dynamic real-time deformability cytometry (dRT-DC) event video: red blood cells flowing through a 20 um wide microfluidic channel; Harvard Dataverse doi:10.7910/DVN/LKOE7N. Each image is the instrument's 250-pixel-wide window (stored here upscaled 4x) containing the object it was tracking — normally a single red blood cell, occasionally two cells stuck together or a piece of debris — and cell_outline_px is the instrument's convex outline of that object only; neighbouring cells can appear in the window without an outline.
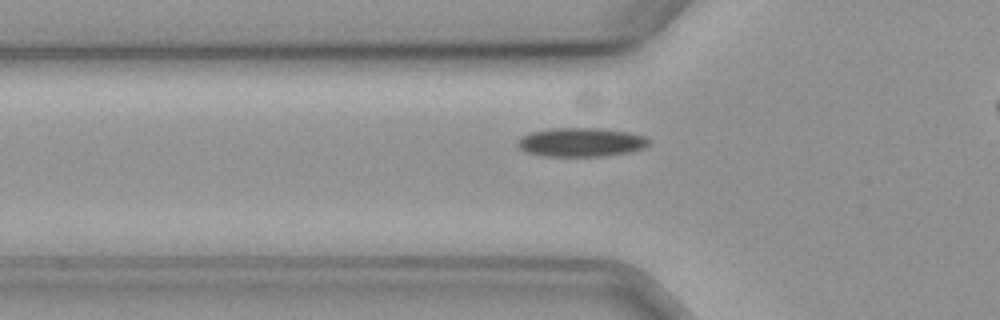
{"species": "common noctule bat (a hibernating species)", "species_latin": "Nyctalus noctula", "temperature_condition": "cold", "stored_images_in_passage": 36, "camera_frame_rate_fps": 3000, "um_per_image_px": 0.085, "animal": {"sex": "female", "body_mass_g": 19.3, "forearm_length_mm": 54.1}, "frame": {"image": 1, "passage_image": 5, "time_ms": 1.333, "image_size_px": [1000, 320], "cell_outline_px": [[652, 144], [644, 148], [632, 152], [604, 156], [544, 156], [528, 152], [520, 148], [516, 144], [516, 140], [532, 132], [552, 128], [600, 128], [628, 132], [644, 136], [652, 140]], "centroid_in_image_um": [49.46, 12.09], "position_along_channel_um": 76.3, "area_um2": 22.25}}
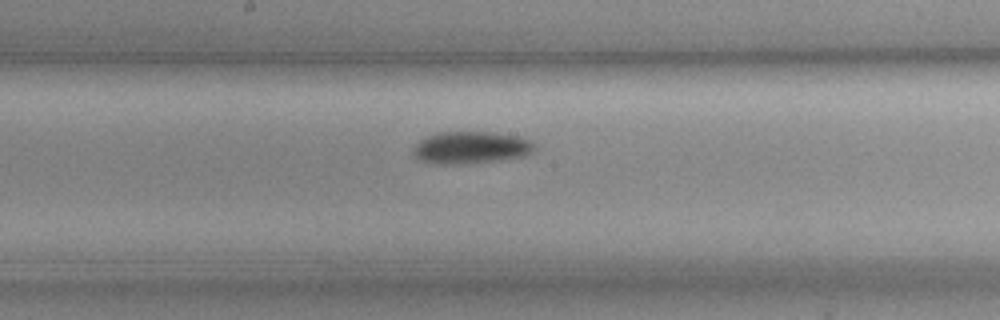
{"frame": {"image": 2, "passage_image": 16, "time_ms": 5.0, "image_size_px": [1000, 320], "cell_outline_px": [[536, 148], [532, 152], [524, 156], [500, 160], [448, 164], [432, 164], [416, 160], [412, 152], [416, 144], [420, 140], [436, 132], [492, 132], [520, 136], [536, 144]], "centroid_in_image_um": [40.01, 12.54], "position_along_channel_um": 208.2, "area_um2": 22.89}}
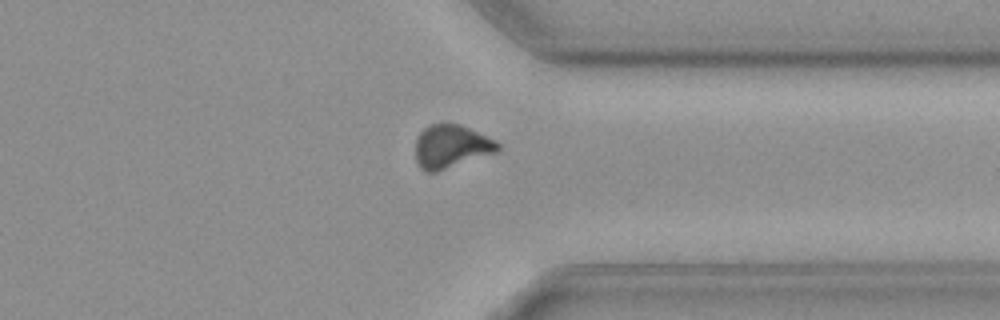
{"frame": {"image": 3, "passage_image": 30, "time_ms": 9.667, "image_size_px": [1000, 320], "cell_outline_px": [[500, 148], [496, 152], [436, 172], [424, 172], [420, 168], [416, 160], [416, 136], [428, 124], [440, 120], [444, 120], [460, 124], [496, 140], [500, 144]], "centroid_in_image_um": [38.31, 12.4], "position_along_channel_um": 373.1, "area_um2": 21.27}}